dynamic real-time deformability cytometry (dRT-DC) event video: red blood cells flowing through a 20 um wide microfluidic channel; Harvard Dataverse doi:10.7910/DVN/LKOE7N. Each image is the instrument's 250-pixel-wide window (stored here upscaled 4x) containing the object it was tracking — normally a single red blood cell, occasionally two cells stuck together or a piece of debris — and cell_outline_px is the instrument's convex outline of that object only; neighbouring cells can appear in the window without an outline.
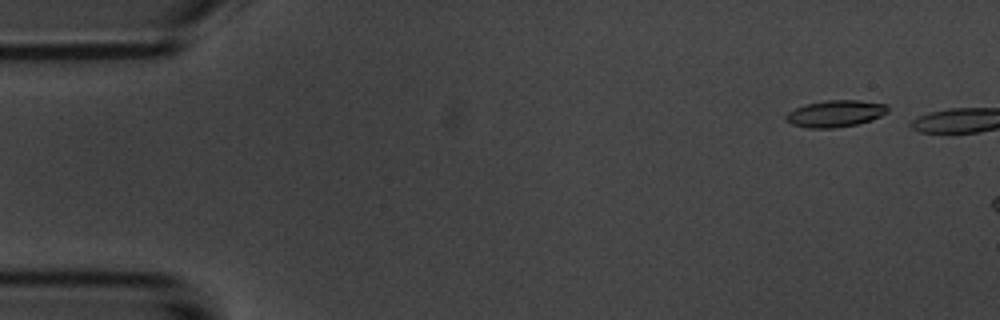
{"species": "common noctule bat (a hibernating species)", "species_latin": "Nyctalus noctula", "temperature_condition": "room temperature", "stored_images_in_passage": 4, "camera_frame_rate_fps": 3000, "um_per_image_px": 0.085, "animal": {"sex": "male", "body_mass_g": 20.1, "forearm_length_mm": 53.5}, "frame": {"image": 1, "passage_image": 2, "time_ms": 1.0, "image_size_px": [1000, 320], "cell_outline_px": [[888, 112], [872, 120], [856, 124], [832, 128], [808, 128], [792, 124], [784, 120], [784, 116], [788, 112], [804, 104], [824, 100], [860, 100], [888, 104]], "centroid_in_image_um": [71.0, 9.64], "position_along_channel_um": 14.0, "area_um2": 16.01}}